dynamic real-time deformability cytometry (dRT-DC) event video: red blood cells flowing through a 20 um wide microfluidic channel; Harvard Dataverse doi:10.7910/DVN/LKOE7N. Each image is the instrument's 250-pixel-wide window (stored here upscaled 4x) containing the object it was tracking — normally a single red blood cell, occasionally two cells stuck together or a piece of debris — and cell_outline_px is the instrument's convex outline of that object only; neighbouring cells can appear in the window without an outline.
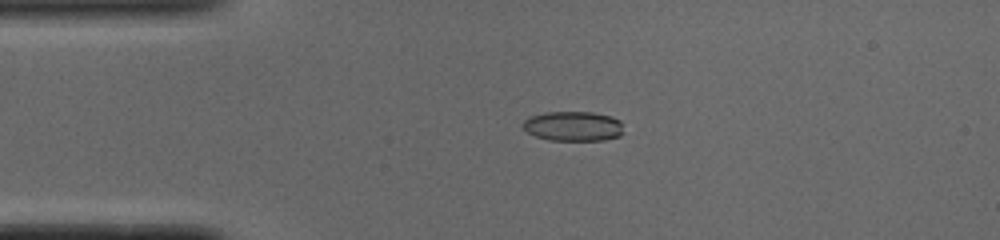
{"species": "common noctule bat (a hibernating species)", "species_latin": "Nyctalus noctula", "temperature_condition": "cold", "stored_images_in_passage": 42, "camera_frame_rate_fps": 3000, "um_per_image_px": 0.085, "animal": {"sex": "male", "body_mass_g": 19.0, "forearm_length_mm": 50.8}, "frame": {"image": 1, "passage_image": 2, "time_ms": 0.333, "image_size_px": [1000, 240], "cell_outline_px": [[624, 132], [620, 136], [604, 140], [548, 140], [536, 136], [528, 132], [520, 124], [528, 116], [544, 112], [592, 112], [612, 116], [620, 120]], "centroid_in_image_um": [48.72, 10.72], "position_along_channel_um": 36.3, "area_um2": 17.69}}
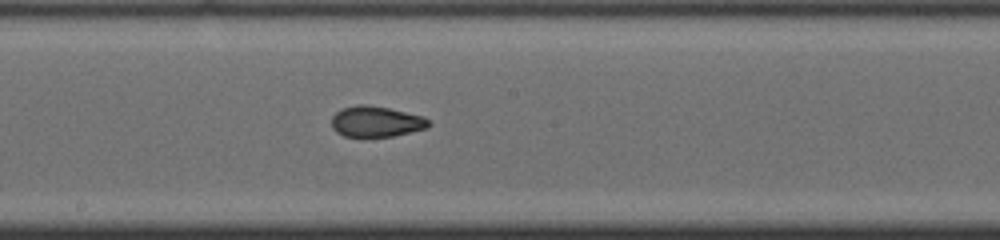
{"frame": {"image": 2, "passage_image": 18, "time_ms": 5.667, "image_size_px": [1000, 240], "cell_outline_px": [[432, 124], [428, 128], [392, 136], [344, 136], [336, 132], [332, 128], [332, 116], [340, 108], [356, 104], [368, 104], [388, 108], [424, 116]], "centroid_in_image_um": [31.96, 10.31], "position_along_channel_um": 216.2, "area_um2": 17.51}}
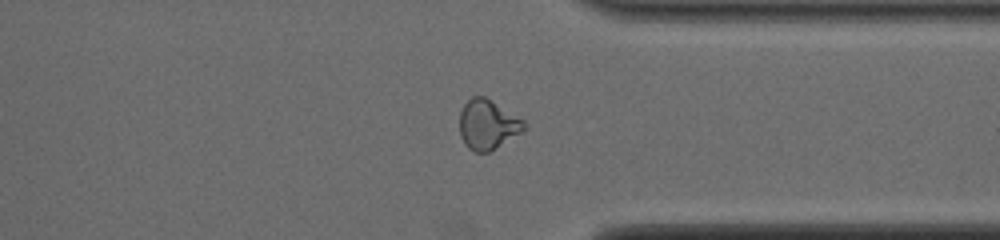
{"frame": {"image": 3, "passage_image": 30, "time_ms": 9.667, "image_size_px": [1000, 240], "cell_outline_px": [[524, 128], [520, 132], [488, 152], [476, 152], [468, 148], [464, 144], [460, 136], [460, 112], [464, 104], [472, 96], [484, 96], [524, 120]], "centroid_in_image_um": [41.4, 10.58], "position_along_channel_um": 370.0, "area_um2": 18.26}, "authors_computed_cell_mechanics": {"area_um2": 17.8024, "velocity_mm_per_s": 3.8964, "shape_relaxation_time_tau1_ms": null, "shape_relaxation_time_tau2_ms": 1.3569, "deformation_change_tau1": null, "deformation_change_tau2": 0.0711}}